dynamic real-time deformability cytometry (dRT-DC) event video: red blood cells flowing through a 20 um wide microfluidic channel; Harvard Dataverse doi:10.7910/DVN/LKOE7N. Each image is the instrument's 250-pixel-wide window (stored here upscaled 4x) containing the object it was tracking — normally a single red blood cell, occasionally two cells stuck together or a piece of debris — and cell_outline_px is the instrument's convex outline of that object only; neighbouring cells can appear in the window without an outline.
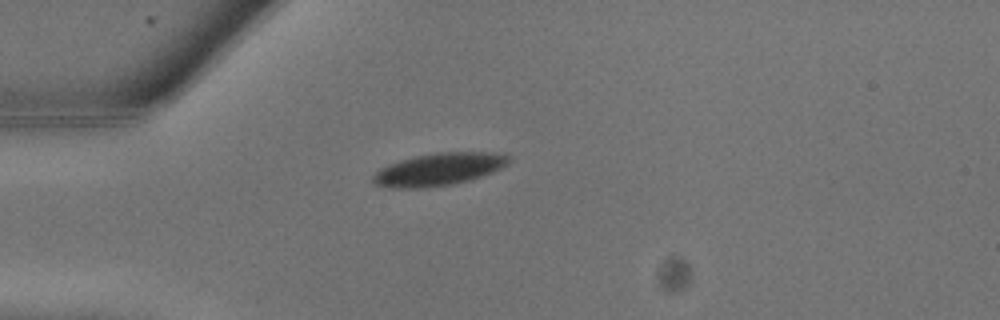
{"species": "common noctule bat (a hibernating species)", "species_latin": "Nyctalus noctula", "temperature_condition": "warm", "stored_images_in_passage": 5, "camera_frame_rate_fps": 3000, "um_per_image_px": 0.085, "animal": {"sex": "male", "body_mass_g": 13.3}, "frame": {"image": 1, "passage_image": 1, "time_ms": 0.0, "image_size_px": [1000, 320], "cell_outline_px": [[508, 160], [500, 168], [492, 172], [472, 180], [452, 184], [424, 188], [392, 188], [376, 184], [372, 180], [372, 176], [380, 168], [388, 164], [400, 160], [416, 156], [440, 152], [492, 152], [508, 156]], "centroid_in_image_um": [37.25, 14.4], "position_along_channel_um": 47.7, "area_um2": 25.43}}
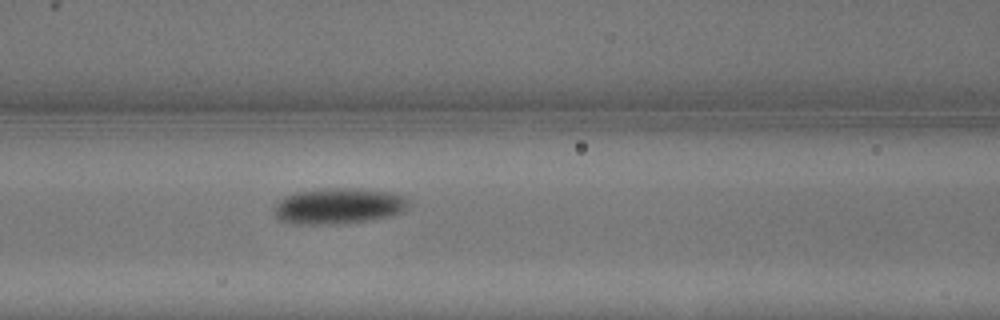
{"frame": {"image": 2, "passage_image": 5, "time_ms": 1.333, "image_size_px": [1000, 320], "cell_outline_px": [[408, 204], [400, 212], [392, 216], [372, 220], [344, 224], [292, 224], [280, 220], [276, 216], [276, 208], [280, 200], [284, 196], [296, 192], [324, 188], [360, 188], [392, 192], [404, 196], [408, 200]], "centroid_in_image_um": [28.8, 17.51], "position_along_channel_um": 137.8, "area_um2": 28.26}}